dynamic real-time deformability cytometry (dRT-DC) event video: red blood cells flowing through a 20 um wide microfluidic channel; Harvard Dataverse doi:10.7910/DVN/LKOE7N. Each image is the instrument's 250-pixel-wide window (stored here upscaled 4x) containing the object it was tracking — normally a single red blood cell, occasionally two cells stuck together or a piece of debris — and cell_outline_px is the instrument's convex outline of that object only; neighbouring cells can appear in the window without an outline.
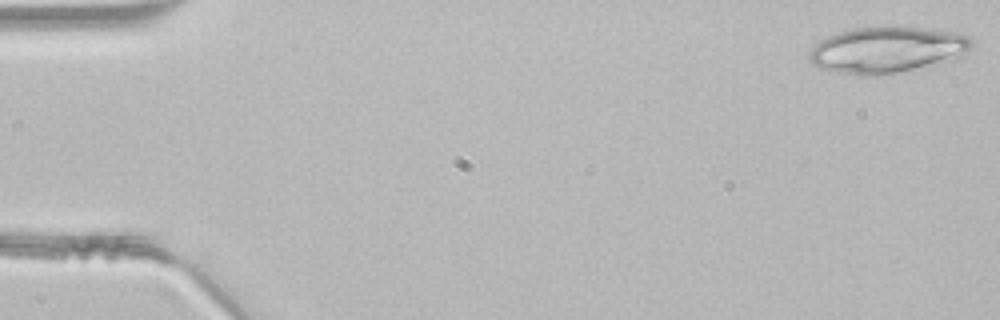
{"species": "common noctule bat (a hibernating species)", "species_latin": "Nyctalus noctula", "temperature_condition": "room temperature", "stored_images_in_passage": 34, "camera_frame_rate_fps": 3000, "um_per_image_px": 0.085, "animal": {"sex": "male", "body_mass_g": 21.5, "forearm_length_mm": 52.0}, "frame": {"image": 1, "passage_image": 1, "time_ms": 0.0, "image_size_px": [1000, 320], "cell_outline_px": [[972, 44], [968, 56], [960, 60], [896, 72], [868, 76], [860, 76], [820, 68], [812, 64], [808, 60], [808, 56], [812, 48], [820, 40], [828, 36], [840, 32], [856, 28], [876, 24], [900, 24], [956, 32], [968, 36], [972, 40]], "centroid_in_image_um": [75.5, 4.19], "position_along_channel_um": 9.5, "area_um2": 45.14}}